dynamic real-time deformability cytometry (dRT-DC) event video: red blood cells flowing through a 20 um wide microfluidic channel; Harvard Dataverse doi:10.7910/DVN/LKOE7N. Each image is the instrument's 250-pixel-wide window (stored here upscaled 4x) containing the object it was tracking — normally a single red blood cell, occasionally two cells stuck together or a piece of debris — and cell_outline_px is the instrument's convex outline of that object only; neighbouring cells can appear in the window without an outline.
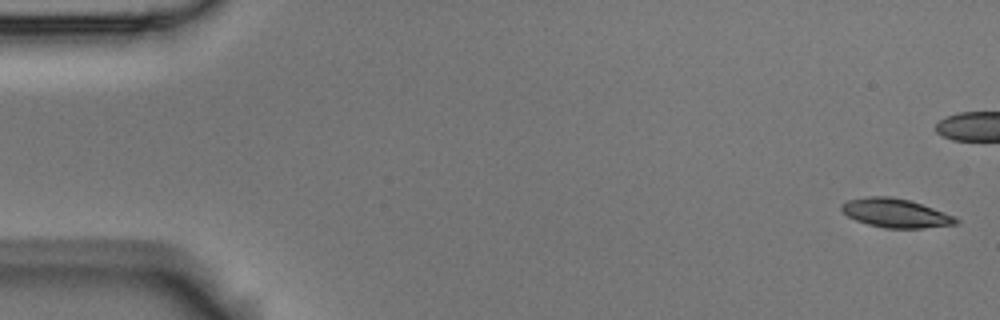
{"species": "Egyptian fruit bat (a non-hibernating species)", "species_latin": "Rousettus aegyptiacus", "temperature_condition": "room temperature", "stored_images_in_passage": 6, "camera_frame_rate_fps": 3000, "um_per_image_px": 0.085, "animal": {"sex": "male"}, "frame": {"image": 1, "passage_image": 1, "time_ms": 0.0, "image_size_px": [1000, 320], "cell_outline_px": [[960, 220], [956, 224], [924, 228], [884, 228], [868, 224], [856, 220], [848, 216], [840, 208], [840, 204], [848, 200], [864, 196], [892, 196], [908, 200], [956, 216]], "centroid_in_image_um": [76.11, 18.11], "position_along_channel_um": 8.9, "area_um2": 19.25}}
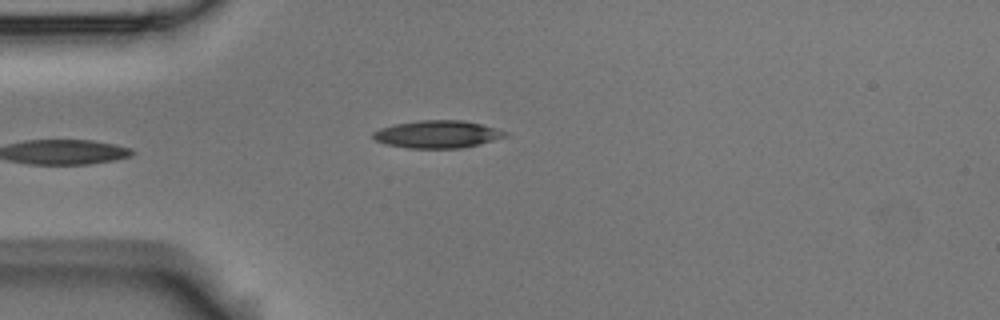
{"frame": {"image": 2, "passage_image": 5, "time_ms": 1.333, "image_size_px": [1000, 320], "cell_outline_px": [[508, 136], [480, 144], [460, 148], [408, 148], [384, 144], [376, 140], [372, 136], [372, 132], [380, 128], [396, 124], [420, 120], [460, 120], [480, 124], [508, 132]], "centroid_in_image_um": [37.16, 11.42], "position_along_channel_um": 47.8, "area_um2": 21.1}}